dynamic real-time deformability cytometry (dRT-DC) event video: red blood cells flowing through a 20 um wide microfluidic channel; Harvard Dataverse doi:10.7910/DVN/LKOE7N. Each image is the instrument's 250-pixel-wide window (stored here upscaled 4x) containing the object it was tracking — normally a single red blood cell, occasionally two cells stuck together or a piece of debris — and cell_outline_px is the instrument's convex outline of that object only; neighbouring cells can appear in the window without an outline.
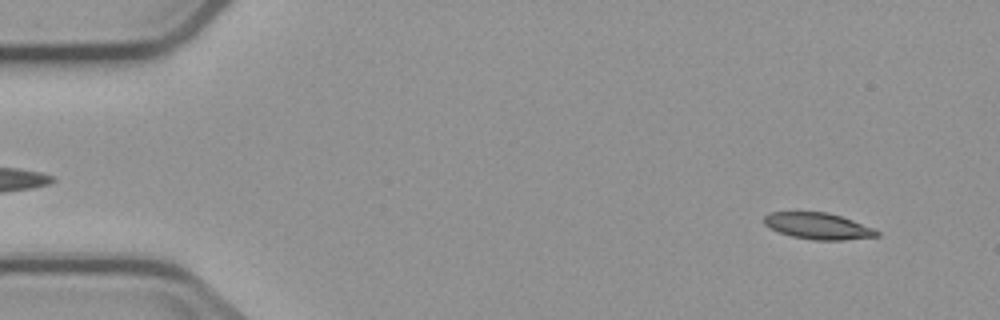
{"species": "common noctule bat (a hibernating species)", "species_latin": "Nyctalus noctula", "temperature_condition": "cold", "stored_images_in_passage": 4, "camera_frame_rate_fps": 3000, "um_per_image_px": 0.085, "animal": {"sex": "male", "body_mass_g": 23.1, "forearm_length_mm": 52.7}, "frame": {"image": 1, "passage_image": 1, "time_ms": 0.0, "image_size_px": [1000, 320], "cell_outline_px": [[880, 236], [844, 240], [812, 240], [792, 236], [780, 232], [764, 224], [764, 216], [768, 212], [828, 212], [852, 220], [872, 228], [880, 232]], "centroid_in_image_um": [69.54, 19.21], "position_along_channel_um": 15.5, "area_um2": 17.22}}
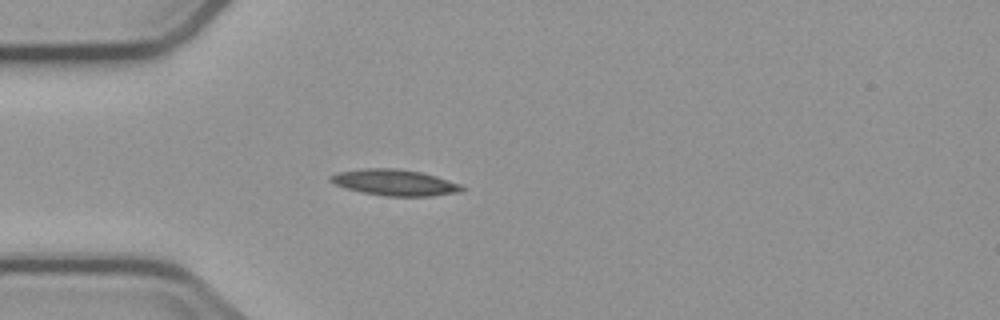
{"frame": {"image": 2, "passage_image": 4, "time_ms": 3.667, "image_size_px": [1000, 320], "cell_outline_px": [[468, 188], [464, 192], [432, 196], [388, 196], [364, 192], [348, 188], [336, 184], [328, 180], [328, 176], [336, 172], [364, 168], [396, 168], [420, 172], [436, 176], [464, 184]], "centroid_in_image_um": [33.65, 15.51], "position_along_channel_um": 51.4, "area_um2": 20.23}}